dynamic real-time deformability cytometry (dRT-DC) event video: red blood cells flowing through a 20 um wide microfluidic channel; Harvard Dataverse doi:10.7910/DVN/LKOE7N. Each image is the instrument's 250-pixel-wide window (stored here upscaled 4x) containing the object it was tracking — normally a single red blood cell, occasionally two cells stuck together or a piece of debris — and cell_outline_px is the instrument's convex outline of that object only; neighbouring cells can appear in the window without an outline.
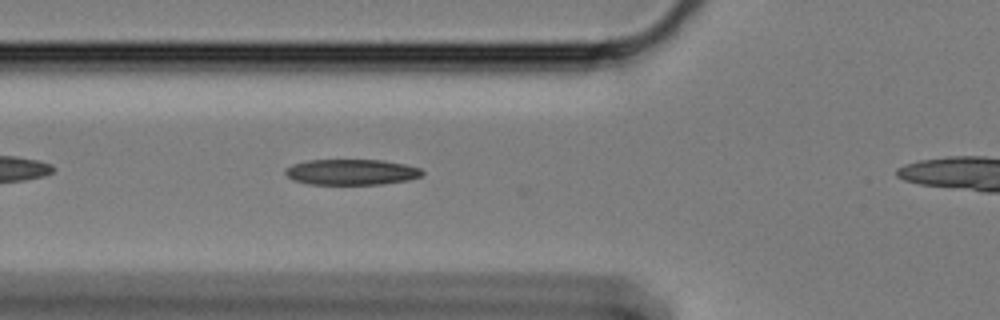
{"species": "Egyptian fruit bat (a non-hibernating species)", "species_latin": "Rousettus aegyptiacus", "temperature_condition": "cold", "stored_images_in_passage": 15, "camera_frame_rate_fps": 3000, "um_per_image_px": 0.085, "animal": {"sex": "female"}, "frame": {"image": 1, "passage_image": 7, "time_ms": 2.0, "image_size_px": [1000, 320], "cell_outline_px": [[424, 172], [420, 176], [408, 180], [384, 184], [308, 184], [292, 180], [284, 172], [284, 168], [292, 164], [308, 160], [384, 160], [404, 164], [420, 168]], "centroid_in_image_um": [29.84, 14.62], "position_along_channel_um": 96.0, "area_um2": 20.58}}
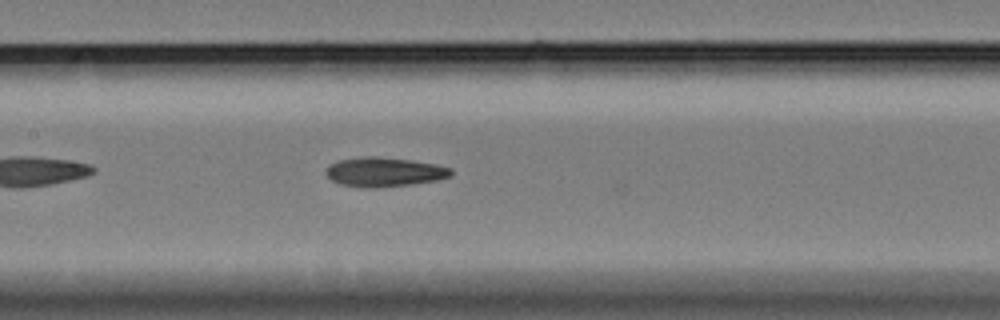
{"frame": {"image": 2, "passage_image": 14, "time_ms": 4.333, "image_size_px": [1000, 320], "cell_outline_px": [[452, 176], [440, 180], [412, 184], [380, 188], [364, 188], [340, 184], [332, 180], [324, 172], [328, 164], [340, 160], [364, 156], [376, 156], [412, 160], [436, 164], [452, 168]], "centroid_in_image_um": [32.68, 14.62], "position_along_channel_um": 174.7, "area_um2": 21.73}}